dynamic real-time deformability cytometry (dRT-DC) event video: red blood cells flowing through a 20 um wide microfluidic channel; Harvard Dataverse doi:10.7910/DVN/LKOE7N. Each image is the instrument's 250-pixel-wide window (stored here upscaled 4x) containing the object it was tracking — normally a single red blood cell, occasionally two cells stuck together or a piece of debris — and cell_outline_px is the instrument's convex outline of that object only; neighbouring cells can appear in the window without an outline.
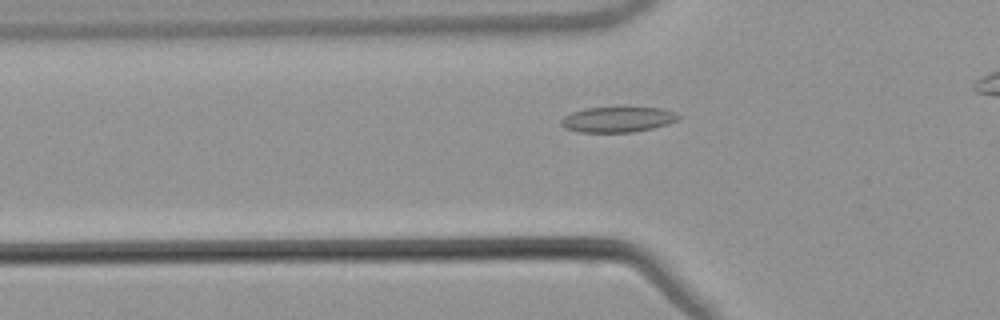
{"species": "common noctule bat (a hibernating species)", "species_latin": "Nyctalus noctula", "temperature_condition": "warm", "stored_images_in_passage": 42, "camera_frame_rate_fps": 3000, "um_per_image_px": 0.085, "animal": {"sex": "male", "body_mass_g": 21.5, "forearm_length_mm": 52.0}, "frame": {"image": 1, "passage_image": 13, "time_ms": 4.0, "image_size_px": [1000, 320], "cell_outline_px": [[680, 116], [676, 120], [668, 124], [652, 128], [632, 132], [580, 132], [564, 128], [560, 124], [560, 120], [564, 116], [572, 112], [584, 108], [660, 108], [676, 112]], "centroid_in_image_um": [52.47, 10.16], "position_along_channel_um": 73.3, "area_um2": 17.22}}
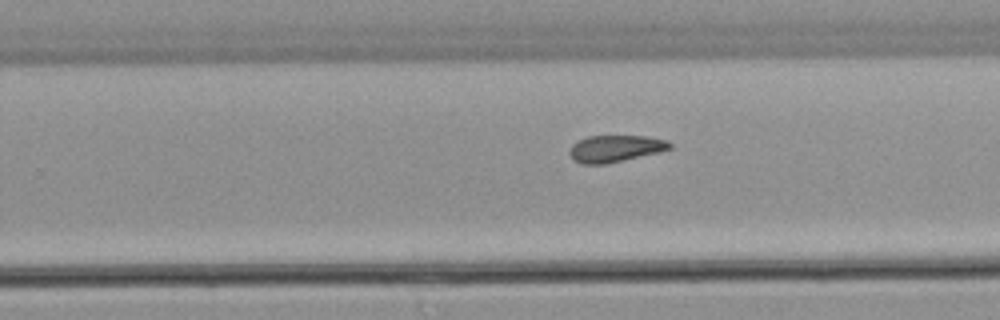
{"frame": {"image": 2, "passage_image": 29, "time_ms": 9.333, "image_size_px": [1000, 320], "cell_outline_px": [[672, 148], [660, 152], [608, 164], [580, 164], [572, 160], [568, 152], [572, 144], [588, 136], [648, 136], [668, 140], [672, 144]], "centroid_in_image_um": [52.31, 12.64], "position_along_channel_um": 277.5, "area_um2": 15.95}}
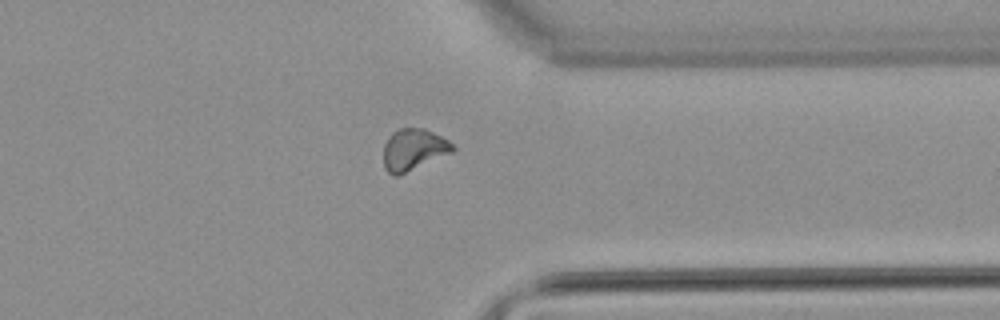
{"frame": {"image": 3, "passage_image": 37, "time_ms": 12.0, "image_size_px": [1000, 320], "cell_outline_px": [[456, 148], [452, 152], [396, 176], [392, 176], [384, 168], [384, 144], [388, 136], [392, 132], [400, 128], [424, 128], [448, 140]], "centroid_in_image_um": [35.12, 12.7], "position_along_channel_um": 376.3, "area_um2": 16.53}, "authors_computed_cell_mechanics": {"area_um2": 16.5308, "velocity_mm_per_s": 3.8251, "shape_relaxation_time_tau1_ms": null, "shape_relaxation_time_tau2_ms": 3.8352, "deformation_change_tau1": null, "deformation_change_tau2": 0.0879}}